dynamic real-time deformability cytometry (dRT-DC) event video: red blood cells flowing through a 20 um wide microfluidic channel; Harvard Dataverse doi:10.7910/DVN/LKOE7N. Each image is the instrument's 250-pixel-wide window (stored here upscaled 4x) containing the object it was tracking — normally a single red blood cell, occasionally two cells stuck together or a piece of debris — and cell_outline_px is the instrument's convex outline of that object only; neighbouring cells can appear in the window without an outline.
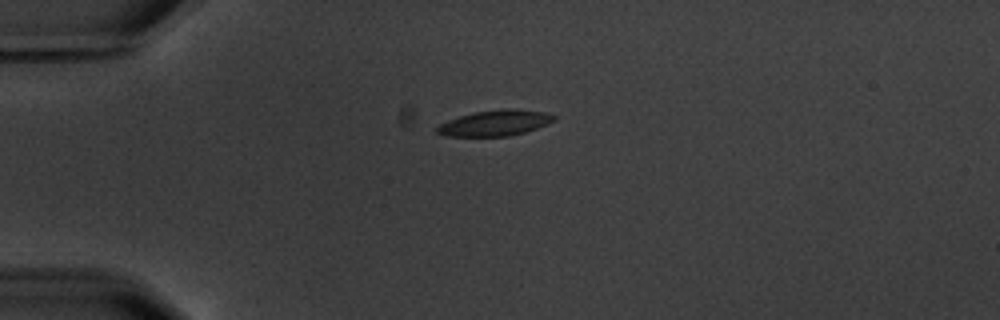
{"species": "common noctule bat (a hibernating species)", "species_latin": "Nyctalus noctula", "temperature_condition": "warm", "stored_images_in_passage": 4, "camera_frame_rate_fps": 3000, "um_per_image_px": 0.085, "animal": {"sex": "male", "body_mass_g": 20.1, "forearm_length_mm": 53.5}, "frame": {"image": 1, "passage_image": 2, "time_ms": 3.667, "image_size_px": [1000, 320], "cell_outline_px": [[556, 120], [536, 128], [524, 132], [508, 136], [444, 136], [436, 132], [436, 128], [440, 124], [448, 120], [460, 116], [476, 112], [508, 108], [512, 108], [544, 112], [556, 116]], "centroid_in_image_um": [42.07, 10.45], "position_along_channel_um": 42.9, "area_um2": 17.34}}
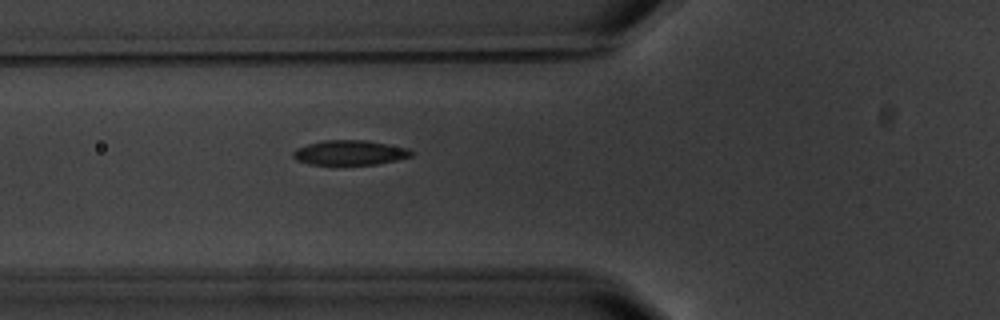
{"frame": {"image": 2, "passage_image": 4, "time_ms": 6.0, "image_size_px": [1000, 320], "cell_outline_px": [[416, 152], [412, 156], [396, 160], [376, 164], [308, 164], [296, 160], [292, 156], [292, 152], [296, 148], [308, 144], [324, 140], [364, 140], [388, 144], [408, 148]], "centroid_in_image_um": [29.74, 12.97], "position_along_channel_um": 96.1, "area_um2": 17.05}}